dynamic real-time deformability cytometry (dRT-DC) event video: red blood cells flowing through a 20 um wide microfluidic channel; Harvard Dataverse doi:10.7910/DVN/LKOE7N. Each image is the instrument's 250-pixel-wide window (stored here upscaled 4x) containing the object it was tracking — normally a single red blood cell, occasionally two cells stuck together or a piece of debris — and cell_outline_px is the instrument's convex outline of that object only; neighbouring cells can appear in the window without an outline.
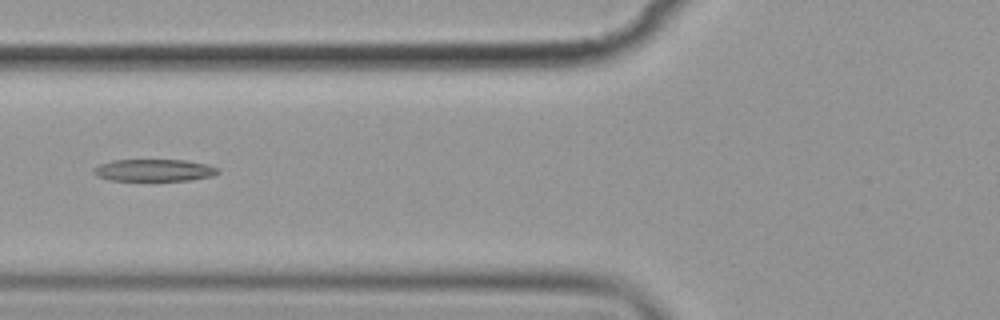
{"species": "common noctule bat (a hibernating species)", "species_latin": "Nyctalus noctula", "temperature_condition": "cold", "stored_images_in_passage": 6, "camera_frame_rate_fps": 3000, "um_per_image_px": 0.085, "animal": {"sex": "female", "body_mass_g": 19.9}, "frame": {"image": 1, "passage_image": 4, "time_ms": 3.333, "image_size_px": [1000, 320], "cell_outline_px": [[220, 172], [212, 176], [192, 180], [108, 180], [92, 172], [92, 168], [100, 164], [112, 160], [184, 160], [208, 164], [220, 168]], "centroid_in_image_um": [13.13, 14.46], "position_along_channel_um": 112.7, "area_um2": 16.01}}
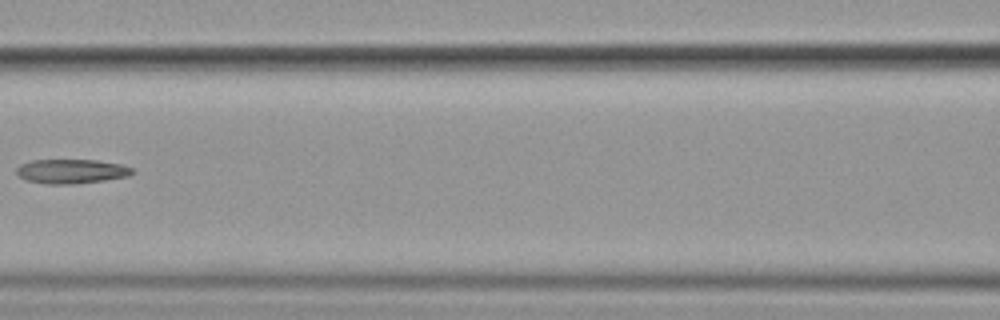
{"frame": {"image": 2, "passage_image": 5, "time_ms": 4.667, "image_size_px": [1000, 320], "cell_outline_px": [[136, 172], [128, 176], [104, 180], [72, 184], [48, 184], [28, 180], [20, 176], [16, 172], [16, 168], [20, 164], [32, 160], [96, 160], [120, 164], [132, 168]], "centroid_in_image_um": [6.08, 14.55], "position_along_channel_um": 160.5, "area_um2": 16.3}}
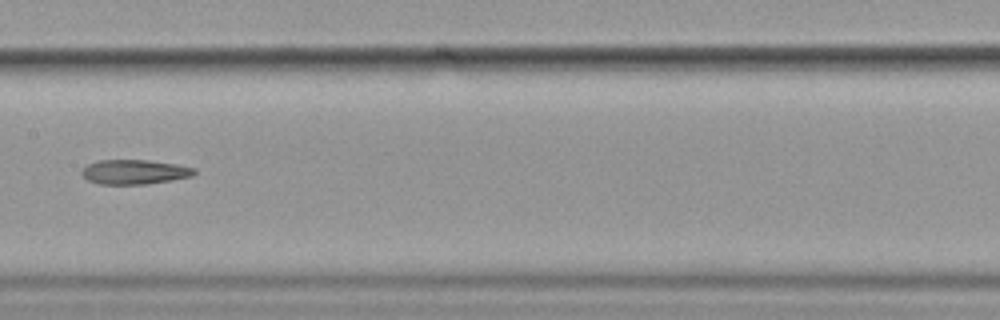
{"frame": {"image": 3, "passage_image": 6, "time_ms": 5.667, "image_size_px": [1000, 320], "cell_outline_px": [[196, 172], [192, 176], [172, 180], [144, 184], [100, 184], [88, 180], [80, 172], [88, 164], [100, 160], [148, 160], [176, 164], [196, 168]], "centroid_in_image_um": [11.45, 14.61], "position_along_channel_um": 196.0, "area_um2": 16.01}}